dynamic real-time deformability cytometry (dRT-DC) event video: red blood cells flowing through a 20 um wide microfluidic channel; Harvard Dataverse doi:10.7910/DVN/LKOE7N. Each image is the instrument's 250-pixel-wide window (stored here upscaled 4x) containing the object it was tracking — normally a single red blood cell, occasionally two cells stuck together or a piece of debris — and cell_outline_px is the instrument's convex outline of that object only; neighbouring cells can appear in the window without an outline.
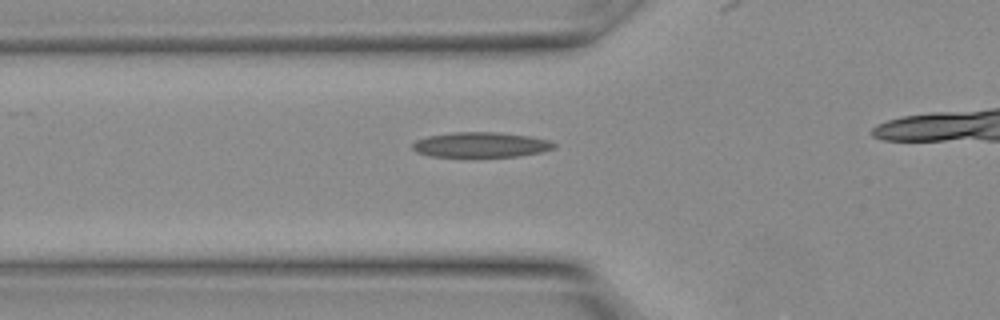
{"species": "Egyptian fruit bat (a non-hibernating species)", "species_latin": "Rousettus aegyptiacus", "temperature_condition": "warm", "stored_images_in_passage": 9, "camera_frame_rate_fps": 3000, "um_per_image_px": 0.085, "animal": {"sex": "female"}, "frame": {"image": 1, "passage_image": 4, "time_ms": 1.0, "image_size_px": [1000, 320], "cell_outline_px": [[556, 148], [540, 152], [516, 156], [464, 160], [428, 156], [416, 152], [412, 148], [412, 144], [416, 140], [428, 136], [452, 132], [496, 132], [528, 136], [548, 140], [556, 144]], "centroid_in_image_um": [40.79, 12.36], "position_along_channel_um": 85.0, "area_um2": 21.79}}
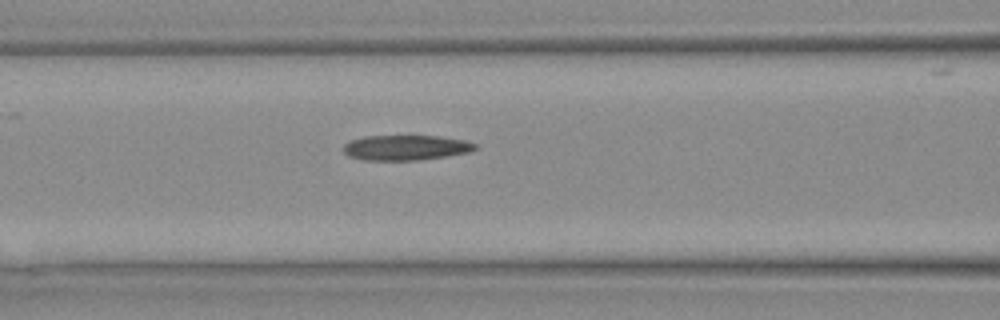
{"frame": {"image": 2, "passage_image": 6, "time_ms": 1.667, "image_size_px": [1000, 320], "cell_outline_px": [[480, 148], [472, 152], [448, 156], [416, 160], [364, 160], [348, 156], [344, 152], [344, 144], [352, 140], [364, 136], [436, 136], [464, 140], [476, 144]], "centroid_in_image_um": [34.54, 12.55], "position_along_channel_um": 132.1, "area_um2": 19.36}}
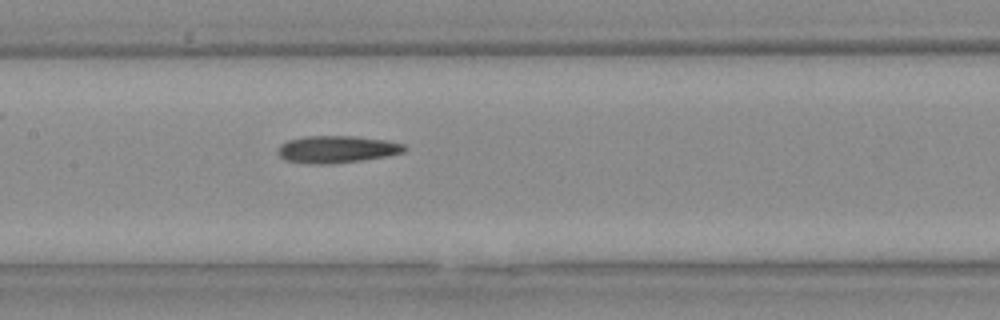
{"frame": {"image": 3, "passage_image": 8, "time_ms": 2.333, "image_size_px": [1000, 320], "cell_outline_px": [[408, 148], [404, 152], [388, 156], [364, 160], [332, 164], [312, 164], [284, 160], [276, 152], [280, 144], [288, 140], [308, 136], [352, 136], [384, 140], [404, 144]], "centroid_in_image_um": [28.63, 12.7], "position_along_channel_um": 178.8, "area_um2": 20.17}}